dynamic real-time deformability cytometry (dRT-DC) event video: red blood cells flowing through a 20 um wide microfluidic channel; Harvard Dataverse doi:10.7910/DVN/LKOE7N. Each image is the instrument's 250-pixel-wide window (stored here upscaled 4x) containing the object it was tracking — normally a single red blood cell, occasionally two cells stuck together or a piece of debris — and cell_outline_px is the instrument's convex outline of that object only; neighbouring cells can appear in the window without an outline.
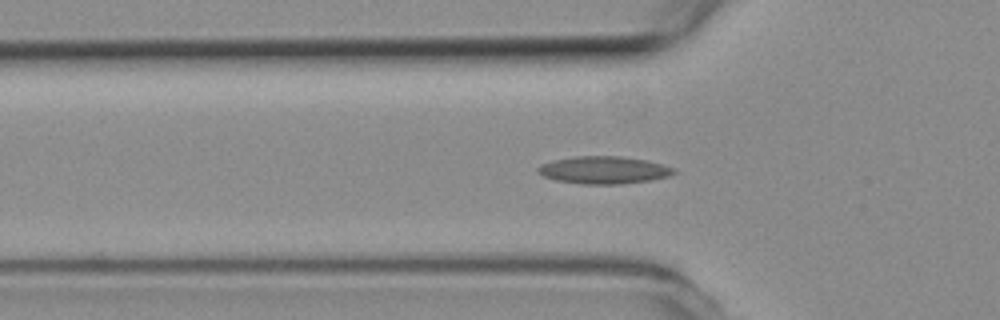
{"species": "common noctule bat (a hibernating species)", "species_latin": "Nyctalus noctula", "temperature_condition": "room temperature", "stored_images_in_passage": 51, "camera_frame_rate_fps": 3000, "um_per_image_px": 0.085, "animal": {"sex": "female", "body_mass_g": 19.3, "forearm_length_mm": 54.1}, "frame": {"image": 1, "passage_image": 13, "time_ms": 4.0, "image_size_px": [1000, 320], "cell_outline_px": [[676, 172], [668, 176], [648, 180], [620, 184], [580, 184], [556, 180], [544, 176], [536, 172], [536, 168], [544, 164], [556, 160], [576, 156], [616, 156], [644, 160], [664, 164], [676, 168]], "centroid_in_image_um": [51.33, 14.46], "position_along_channel_um": 74.5, "area_um2": 21.5}}
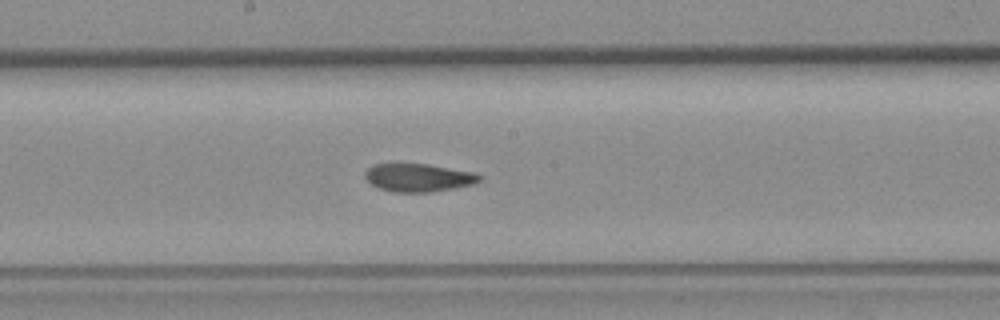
{"frame": {"image": 2, "passage_image": 24, "time_ms": 7.667, "image_size_px": [1000, 320], "cell_outline_px": [[480, 180], [472, 184], [456, 188], [432, 192], [396, 192], [376, 188], [364, 176], [364, 172], [368, 168], [376, 164], [428, 164], [476, 172], [480, 176]], "centroid_in_image_um": [35.57, 15.1], "position_along_channel_um": 212.6, "area_um2": 18.73}}
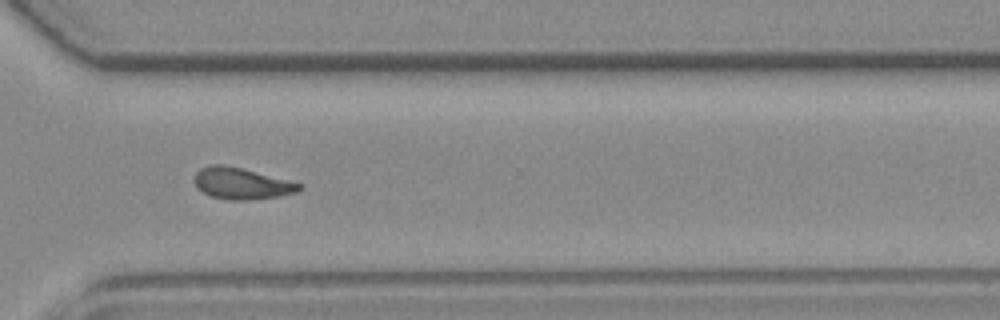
{"frame": {"image": 3, "passage_image": 35, "time_ms": 11.333, "image_size_px": [1000, 320], "cell_outline_px": [[304, 188], [296, 192], [280, 196], [248, 200], [228, 200], [212, 196], [196, 188], [196, 172], [200, 168], [212, 164], [224, 164], [304, 184]], "centroid_in_image_um": [20.56, 15.6], "position_along_channel_um": 350.0, "area_um2": 19.07}, "authors_computed_cell_mechanics": {"area_um2": 19.2474, "velocity_mm_per_s": 3.7476, "shape_relaxation_time_tau1_ms": null, "shape_relaxation_time_tau2_ms": 3.4433, "deformation_change_tau1": null, "deformation_change_tau2": 0.0975}}